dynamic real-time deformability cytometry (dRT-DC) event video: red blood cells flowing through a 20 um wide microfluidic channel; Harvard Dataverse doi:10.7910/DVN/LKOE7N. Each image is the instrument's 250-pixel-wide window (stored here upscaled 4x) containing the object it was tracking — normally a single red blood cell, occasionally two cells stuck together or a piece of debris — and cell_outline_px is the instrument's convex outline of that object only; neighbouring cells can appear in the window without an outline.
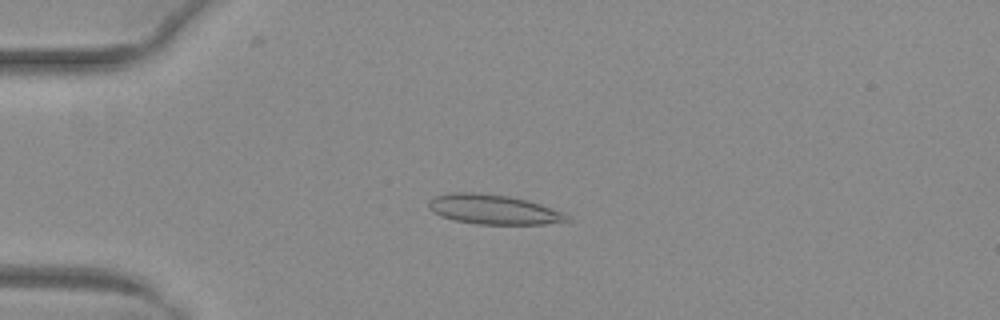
{"species": "common noctule bat (a hibernating species)", "species_latin": "Nyctalus noctula", "temperature_condition": "warm", "stored_images_in_passage": 51, "camera_frame_rate_fps": 3000, "um_per_image_px": 0.085, "animal": {"sex": "female", "body_mass_g": 29.2, "forearm_length_mm": 56.3}, "frame": {"image": 1, "passage_image": 13, "time_ms": 4.0, "image_size_px": [1000, 320], "cell_outline_px": [[572, 220], [544, 224], [476, 224], [452, 220], [440, 216], [432, 212], [428, 208], [428, 200], [436, 196], [448, 192], [476, 192], [508, 196], [528, 200], [564, 212]], "centroid_in_image_um": [41.9, 17.8], "position_along_channel_um": 43.1, "area_um2": 24.16}}
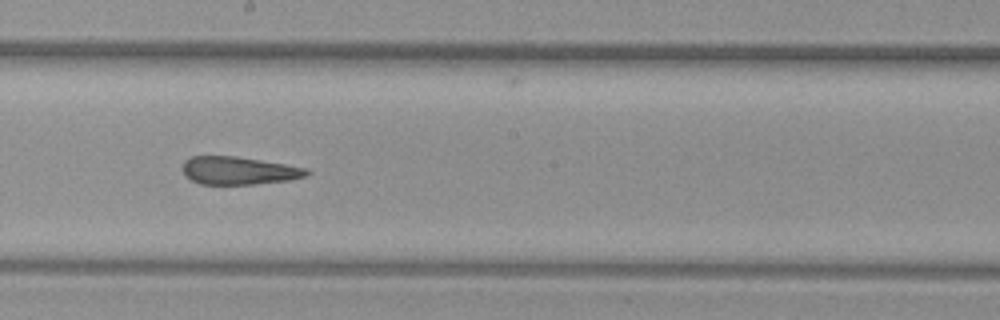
{"frame": {"image": 2, "passage_image": 29, "time_ms": 9.333, "image_size_px": [1000, 320], "cell_outline_px": [[312, 172], [308, 176], [288, 180], [256, 184], [200, 184], [184, 176], [180, 168], [184, 160], [192, 156], [236, 156], [308, 168]], "centroid_in_image_um": [20.27, 14.5], "position_along_channel_um": 227.9, "area_um2": 20.4}}
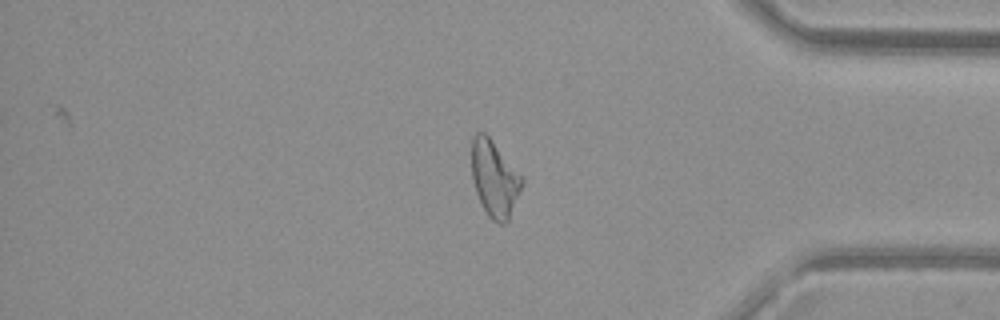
{"frame": {"image": 3, "passage_image": 43, "time_ms": 14.0, "image_size_px": [1000, 320], "cell_outline_px": [[524, 180], [508, 220], [504, 224], [500, 224], [492, 220], [488, 216], [476, 192], [472, 180], [472, 136], [476, 132], [484, 132], [492, 140], [524, 176]], "centroid_in_image_um": [42.04, 15.16], "position_along_channel_um": 393.2, "area_um2": 22.31}, "authors_computed_cell_mechanics": {"area_um2": 23.2356, "velocity_mm_per_s": 4.0417, "shape_relaxation_time_tau1_ms": null, "shape_relaxation_time_tau2_ms": 2.6284, "deformation_change_tau1": null, "deformation_change_tau2": 0.1269}}